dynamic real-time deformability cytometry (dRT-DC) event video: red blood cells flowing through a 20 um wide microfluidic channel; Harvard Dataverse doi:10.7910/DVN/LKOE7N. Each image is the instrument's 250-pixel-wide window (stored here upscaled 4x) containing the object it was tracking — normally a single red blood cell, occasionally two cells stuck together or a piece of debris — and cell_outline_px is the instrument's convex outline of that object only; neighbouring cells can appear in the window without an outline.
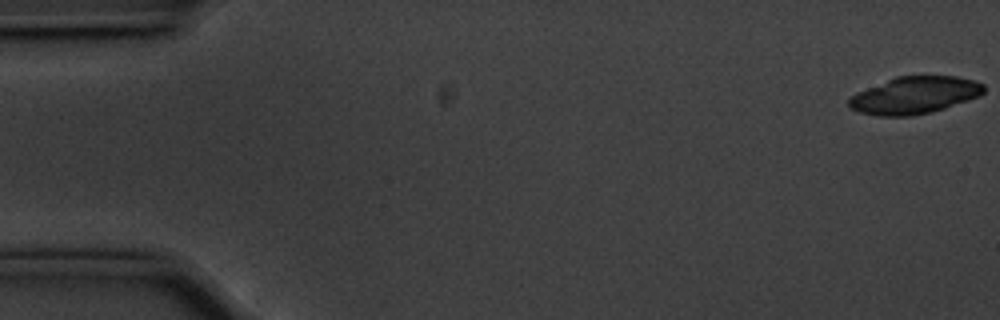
{"species": "common noctule bat (a hibernating species)", "species_latin": "Nyctalus noctula", "temperature_condition": "cold", "stored_images_in_passage": 22, "camera_frame_rate_fps": 3000, "um_per_image_px": 0.085, "animal": {"sex": "male", "body_mass_g": 20.1, "forearm_length_mm": 53.5}, "frame": {"image": 1, "passage_image": 1, "time_ms": 0.0, "image_size_px": [1000, 320], "cell_outline_px": [[984, 92], [980, 96], [932, 112], [912, 116], [876, 116], [860, 112], [848, 108], [848, 100], [856, 92], [896, 76], [956, 76], [972, 80], [984, 84]], "centroid_in_image_um": [77.71, 8.1], "position_along_channel_um": 7.3, "area_um2": 29.25}}